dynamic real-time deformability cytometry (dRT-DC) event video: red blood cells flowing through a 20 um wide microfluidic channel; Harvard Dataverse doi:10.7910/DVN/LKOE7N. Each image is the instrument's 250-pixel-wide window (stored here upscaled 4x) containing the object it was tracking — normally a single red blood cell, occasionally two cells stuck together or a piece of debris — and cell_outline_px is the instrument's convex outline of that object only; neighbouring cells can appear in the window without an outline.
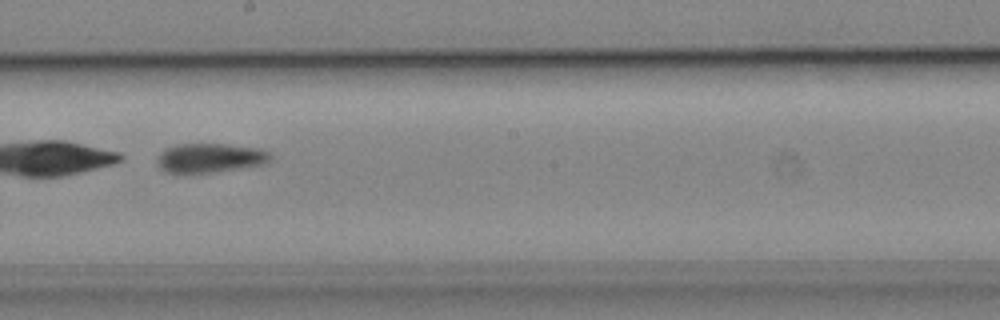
{"species": "common noctule bat (a hibernating species)", "species_latin": "Nyctalus noctula", "temperature_condition": "cold", "stored_images_in_passage": 52, "camera_frame_rate_fps": 3000, "um_per_image_px": 0.085, "animal": {"sex": "male", "body_mass_g": 19.2, "forearm_length_mm": 51.8}, "frame": {"image": 1, "passage_image": 30, "time_ms": 9.667, "image_size_px": [1000, 320], "cell_outline_px": [[272, 160], [268, 164], [212, 172], [164, 172], [156, 164], [156, 156], [164, 148], [180, 144], [228, 144], [260, 148], [268, 152], [272, 156]], "centroid_in_image_um": [17.86, 13.41], "position_along_channel_um": 230.3, "area_um2": 19.54}}